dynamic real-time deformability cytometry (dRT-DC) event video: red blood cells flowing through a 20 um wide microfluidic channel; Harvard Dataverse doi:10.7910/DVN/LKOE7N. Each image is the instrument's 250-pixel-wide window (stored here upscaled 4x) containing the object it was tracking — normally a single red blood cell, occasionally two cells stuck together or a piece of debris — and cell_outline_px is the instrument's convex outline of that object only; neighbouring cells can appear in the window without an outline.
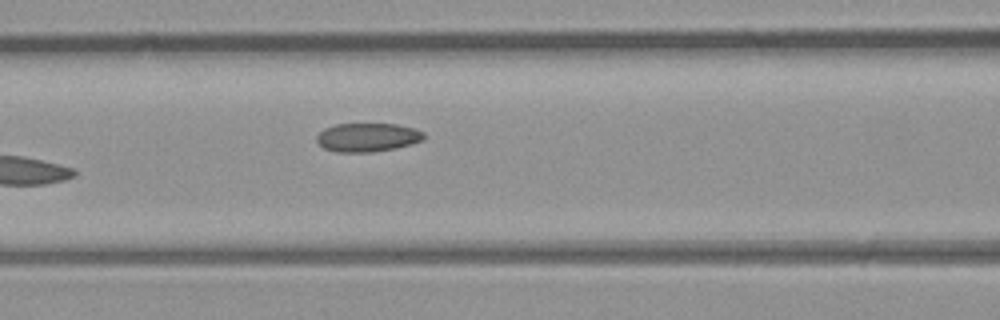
{"species": "common noctule bat (a hibernating species)", "species_latin": "Nyctalus noctula", "temperature_condition": "room temperature", "stored_images_in_passage": 8, "segment_of_instrument_passage": [1, 2], "camera_frame_rate_fps": 3000, "um_per_image_px": 0.085, "animal": {"sex": "male", "body_mass_g": 23.1, "forearm_length_mm": 52.7}, "frame": {"image": 1, "passage_image": 7, "time_ms": 2.0, "image_size_px": [1000, 320], "cell_outline_px": [[424, 140], [412, 144], [396, 148], [372, 152], [336, 152], [324, 148], [316, 140], [316, 136], [324, 128], [336, 124], [396, 124], [416, 128], [424, 132]], "centroid_in_image_um": [31.26, 11.67], "position_along_channel_um": 135.3, "area_um2": 18.03}}